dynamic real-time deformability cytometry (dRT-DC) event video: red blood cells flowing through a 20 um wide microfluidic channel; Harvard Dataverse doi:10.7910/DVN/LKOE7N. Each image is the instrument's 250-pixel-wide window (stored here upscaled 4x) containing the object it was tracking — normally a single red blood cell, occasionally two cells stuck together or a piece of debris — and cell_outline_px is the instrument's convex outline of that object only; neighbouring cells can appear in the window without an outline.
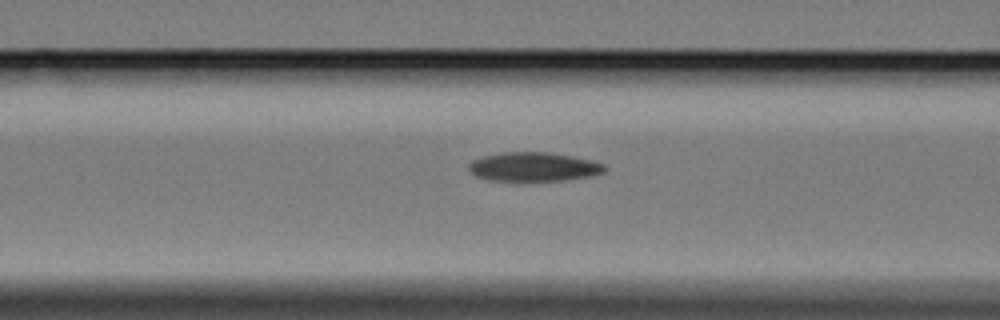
{"species": "Egyptian fruit bat (a non-hibernating species)", "species_latin": "Rousettus aegyptiacus", "temperature_condition": "cold", "stored_images_in_passage": 5, "segment_of_instrument_passage": [2, 2], "camera_frame_rate_fps": 3000, "um_per_image_px": 0.085, "animal": {"sex": "female"}, "frame": {"image": 1, "passage_image": 5, "time_ms": 6.0, "image_size_px": [1000, 320], "cell_outline_px": [[608, 168], [604, 172], [592, 176], [564, 180], [488, 180], [476, 176], [468, 168], [468, 164], [472, 160], [484, 156], [504, 152], [548, 152], [572, 156], [592, 160], [604, 164]], "centroid_in_image_um": [45.39, 14.17], "position_along_channel_um": 121.2, "area_um2": 22.89}}